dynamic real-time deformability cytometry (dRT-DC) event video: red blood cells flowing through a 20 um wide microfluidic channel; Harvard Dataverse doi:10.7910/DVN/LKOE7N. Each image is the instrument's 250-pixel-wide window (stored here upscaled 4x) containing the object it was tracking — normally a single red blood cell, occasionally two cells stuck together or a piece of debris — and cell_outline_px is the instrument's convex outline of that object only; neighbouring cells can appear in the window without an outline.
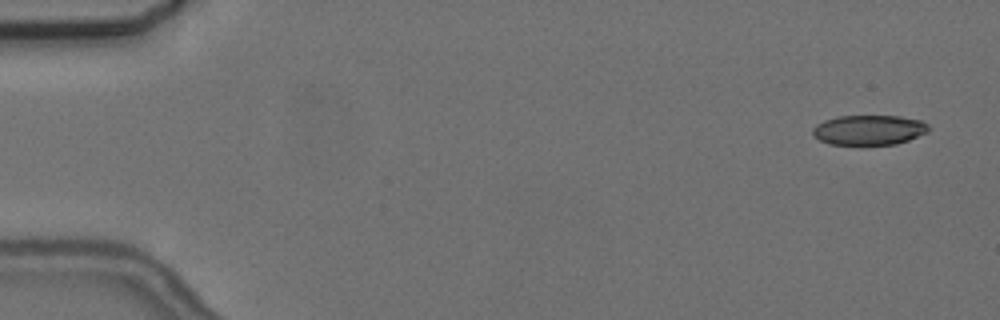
{"species": "common noctule bat (a hibernating species)", "species_latin": "Nyctalus noctula", "temperature_condition": "cold", "stored_images_in_passage": 3, "camera_frame_rate_fps": 3000, "um_per_image_px": 0.085, "animal": {"sex": "female", "body_mass_g": 24.6, "forearm_length_mm": 56.2}, "frame": {"image": 1, "passage_image": 1, "time_ms": 0.0, "image_size_px": [1000, 320], "cell_outline_px": [[932, 128], [928, 132], [908, 140], [896, 144], [860, 148], [828, 144], [820, 140], [812, 132], [812, 128], [816, 124], [824, 120], [836, 116], [900, 116], [920, 120], [928, 124]], "centroid_in_image_um": [73.85, 11.1], "position_along_channel_um": 11.1, "area_um2": 21.21}}